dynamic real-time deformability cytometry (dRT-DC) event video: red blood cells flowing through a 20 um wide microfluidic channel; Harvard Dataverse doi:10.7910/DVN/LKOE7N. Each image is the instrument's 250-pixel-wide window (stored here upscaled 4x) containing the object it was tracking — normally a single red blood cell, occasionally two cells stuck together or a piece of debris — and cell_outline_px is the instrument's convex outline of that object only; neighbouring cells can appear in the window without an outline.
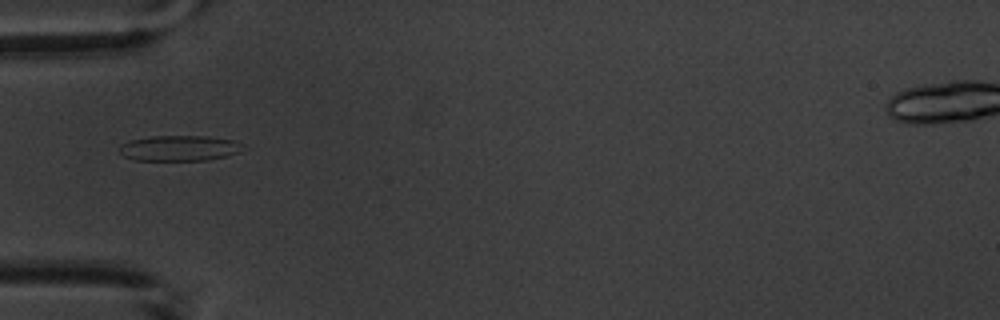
{"species": "common noctule bat (a hibernating species)", "species_latin": "Nyctalus noctula", "temperature_condition": "warm", "stored_images_in_passage": 3, "camera_frame_rate_fps": 3000, "um_per_image_px": 0.085, "animal": {"sex": "male", "body_mass_g": 20.1, "forearm_length_mm": 53.5}, "frame": {"image": 1, "passage_image": 1, "time_ms": 0.0, "image_size_px": [1000, 320], "cell_outline_px": [[240, 152], [228, 156], [208, 160], [136, 160], [124, 156], [120, 152], [120, 144], [132, 140], [152, 136], [208, 136], [236, 140], [240, 144]], "centroid_in_image_um": [15.25, 12.59], "position_along_channel_um": 69.7, "area_um2": 18.26}}
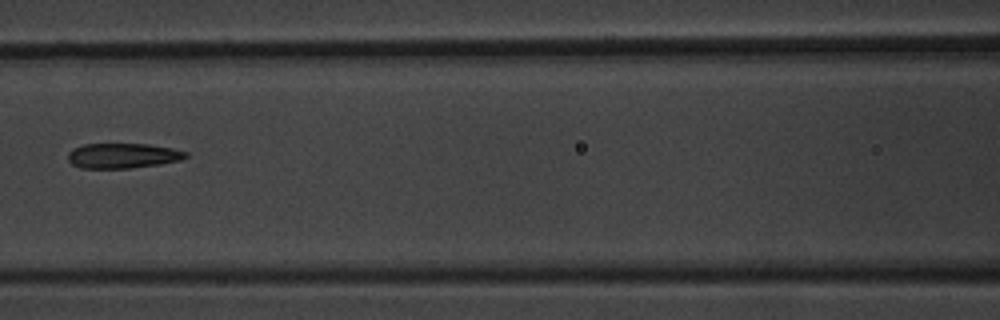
{"frame": {"image": 2, "passage_image": 3, "time_ms": 2.333, "image_size_px": [1000, 320], "cell_outline_px": [[188, 156], [180, 160], [160, 164], [132, 168], [80, 168], [72, 164], [68, 160], [68, 152], [72, 148], [84, 144], [148, 144], [172, 148], [188, 152]], "centroid_in_image_um": [10.42, 13.23], "position_along_channel_um": 156.2, "area_um2": 17.28}}